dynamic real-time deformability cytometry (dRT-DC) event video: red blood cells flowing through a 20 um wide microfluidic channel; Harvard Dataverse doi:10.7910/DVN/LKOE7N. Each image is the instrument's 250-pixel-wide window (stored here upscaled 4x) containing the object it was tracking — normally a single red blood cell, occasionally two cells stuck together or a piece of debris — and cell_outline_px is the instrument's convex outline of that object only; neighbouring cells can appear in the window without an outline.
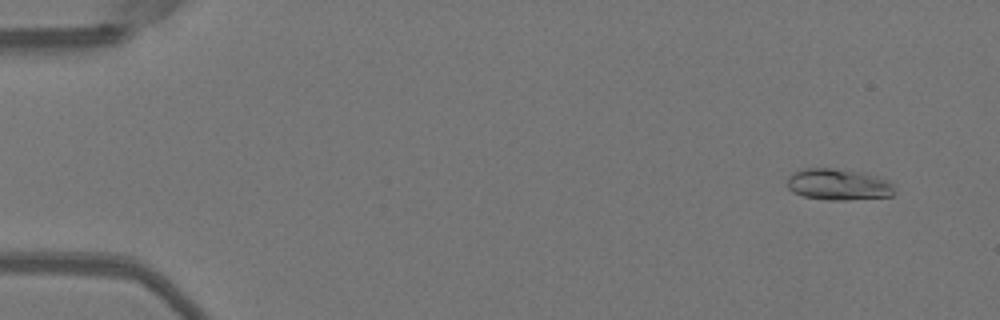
{"species": "Egyptian fruit bat (a non-hibernating species)", "species_latin": "Rousettus aegyptiacus", "temperature_condition": "warm", "stored_images_in_passage": 48, "camera_frame_rate_fps": 3000, "um_per_image_px": 0.085, "animal": {"sex": "female"}, "frame": {"image": 1, "passage_image": 1, "time_ms": 0.0, "image_size_px": [1000, 320], "cell_outline_px": [[896, 192], [892, 196], [848, 200], [828, 200], [804, 196], [792, 192], [788, 188], [788, 176], [804, 168], [832, 168], [860, 172], [876, 176], [888, 180], [892, 184]], "centroid_in_image_um": [71.28, 15.69], "position_along_channel_um": 13.7, "area_um2": 19.59}}
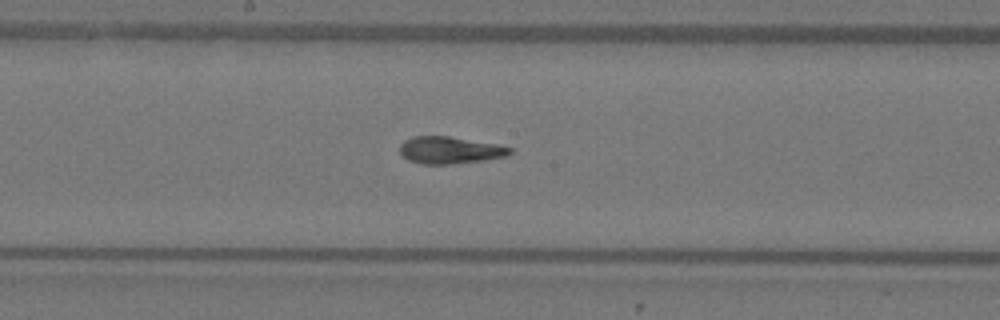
{"frame": {"image": 2, "passage_image": 25, "time_ms": 8.0, "image_size_px": [1000, 320], "cell_outline_px": [[512, 152], [508, 156], [484, 160], [452, 164], [424, 164], [408, 160], [400, 152], [400, 144], [404, 140], [412, 136], [448, 136], [496, 144], [512, 148]], "centroid_in_image_um": [38.24, 12.76], "position_along_channel_um": 210.0, "area_um2": 17.34}}
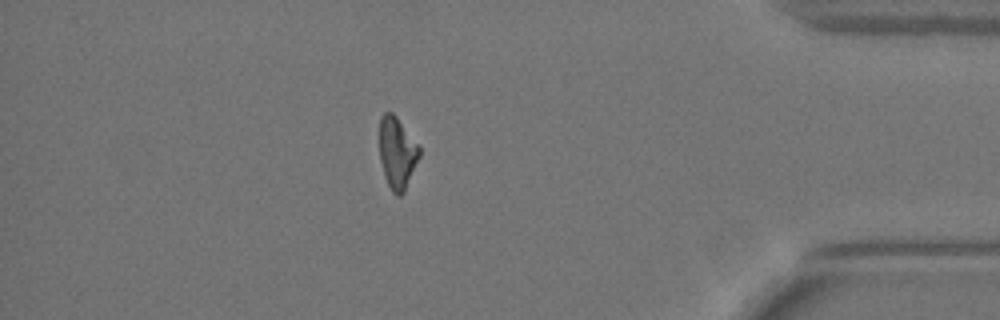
{"frame": {"image": 3, "passage_image": 42, "time_ms": 13.667, "image_size_px": [1000, 320], "cell_outline_px": [[420, 156], [404, 192], [400, 196], [396, 196], [392, 192], [384, 176], [380, 160], [380, 116], [384, 112], [392, 112], [396, 116], [420, 148]], "centroid_in_image_um": [33.74, 13.01], "position_along_channel_um": 401.5, "area_um2": 16.53}, "authors_computed_cell_mechanics": {"area_um2": 17.5134, "velocity_mm_per_s": 4.0225, "shape_relaxation_time_tau1_ms": 6.8135, "shape_relaxation_time_tau2_ms": 1.6349, "deformation_change_tau1": 0.2264, "deformation_change_tau2": 0.0559}}